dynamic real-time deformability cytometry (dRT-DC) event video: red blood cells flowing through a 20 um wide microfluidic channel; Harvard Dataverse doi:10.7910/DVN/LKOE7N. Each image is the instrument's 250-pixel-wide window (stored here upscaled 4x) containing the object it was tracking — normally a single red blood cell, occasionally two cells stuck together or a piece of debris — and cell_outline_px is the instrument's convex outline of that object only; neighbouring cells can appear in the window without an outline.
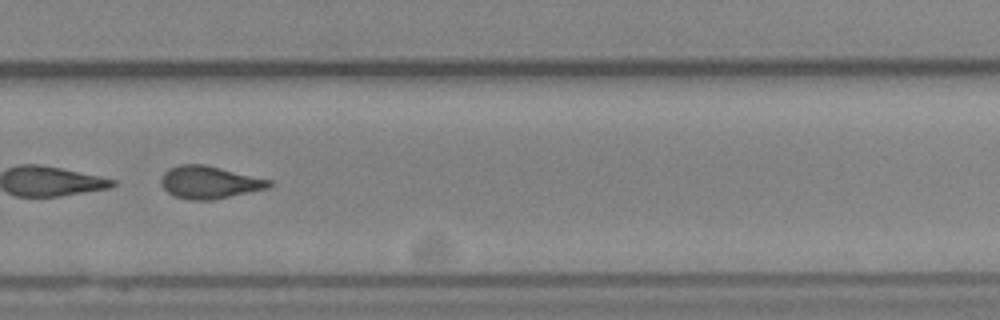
{"species": "Egyptian fruit bat (a non-hibernating species)", "species_latin": "Rousettus aegyptiacus", "temperature_condition": "cold", "stored_images_in_passage": 51, "segment_of_instrument_passage": [2, 2], "camera_frame_rate_fps": 3000, "um_per_image_px": 0.085, "animal": {"sex": "female"}, "frame": {"image": 1, "passage_image": 36, "time_ms": 11.667, "image_size_px": [1000, 320], "cell_outline_px": [[272, 184], [268, 188], [212, 200], [188, 200], [176, 196], [168, 192], [160, 184], [160, 180], [164, 172], [168, 168], [180, 164], [204, 164], [272, 180]], "centroid_in_image_um": [17.78, 15.49], "position_along_channel_um": 312.0, "area_um2": 20.46}}